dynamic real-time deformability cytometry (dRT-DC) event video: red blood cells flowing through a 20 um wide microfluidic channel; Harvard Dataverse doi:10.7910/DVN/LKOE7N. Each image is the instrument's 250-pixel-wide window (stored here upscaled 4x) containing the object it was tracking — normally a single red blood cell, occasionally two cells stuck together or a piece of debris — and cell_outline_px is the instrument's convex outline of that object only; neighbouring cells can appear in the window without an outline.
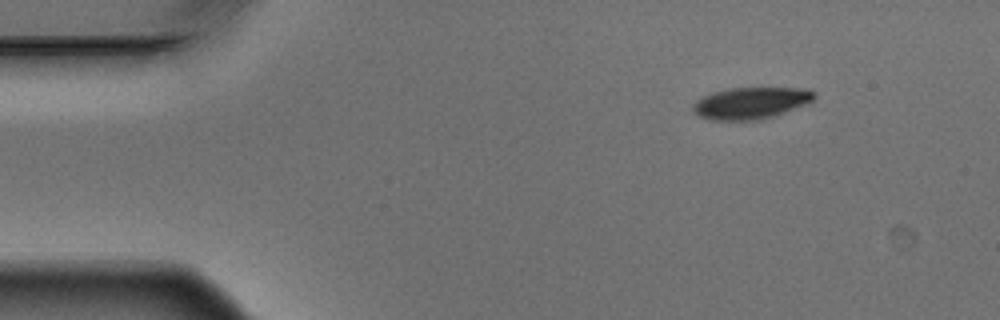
{"species": "Egyptian fruit bat (a non-hibernating species)", "species_latin": "Rousettus aegyptiacus", "temperature_condition": "warm", "stored_images_in_passage": 4, "segment_of_instrument_passage": [1, 2], "camera_frame_rate_fps": 3000, "um_per_image_px": 0.085, "animal": {"sex": "male"}, "frame": {"image": 1, "passage_image": 1, "time_ms": 0.0, "image_size_px": [1000, 320], "cell_outline_px": [[816, 96], [812, 100], [804, 104], [776, 116], [760, 120], [708, 120], [692, 112], [692, 104], [696, 100], [712, 92], [732, 88], [804, 88], [812, 92]], "centroid_in_image_um": [63.77, 8.77], "position_along_channel_um": 21.2, "area_um2": 22.37}}
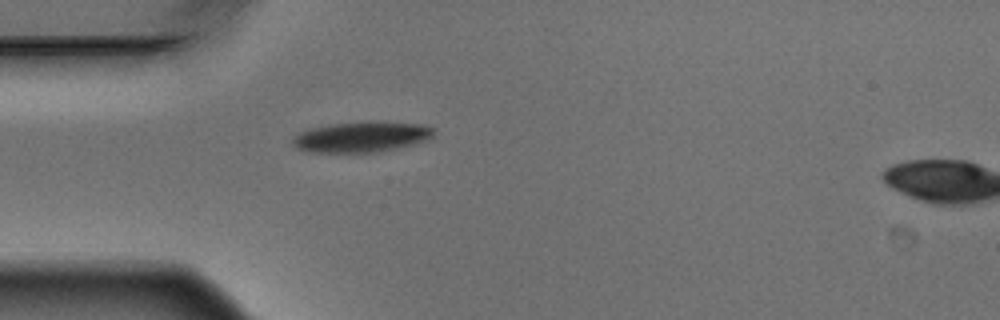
{"frame": {"image": 2, "passage_image": 3, "time_ms": 0.667, "image_size_px": [1000, 320], "cell_outline_px": [[436, 128], [432, 136], [428, 140], [380, 152], [308, 152], [296, 148], [292, 144], [292, 136], [308, 128], [328, 124], [424, 124]], "centroid_in_image_um": [30.66, 11.68], "position_along_channel_um": 54.3, "area_um2": 24.33}}